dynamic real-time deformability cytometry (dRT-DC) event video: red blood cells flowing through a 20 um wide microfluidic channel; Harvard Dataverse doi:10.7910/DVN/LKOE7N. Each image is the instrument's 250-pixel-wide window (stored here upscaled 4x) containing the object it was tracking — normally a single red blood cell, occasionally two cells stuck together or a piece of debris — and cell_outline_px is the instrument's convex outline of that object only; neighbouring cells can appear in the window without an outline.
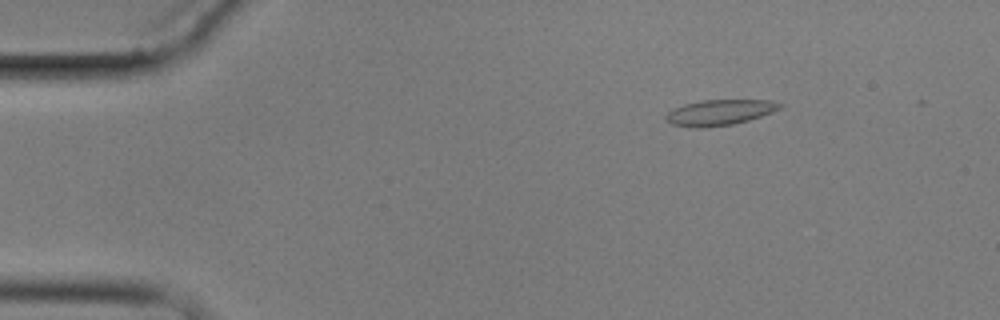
{"species": "common noctule bat (a hibernating species)", "species_latin": "Nyctalus noctula", "temperature_condition": "cold", "stored_images_in_passage": 5, "camera_frame_rate_fps": 3000, "um_per_image_px": 0.085, "animal": {"sex": "male", "body_mass_g": 17.9}, "frame": {"image": 1, "passage_image": 2, "time_ms": 1.667, "image_size_px": [1000, 320], "cell_outline_px": [[784, 104], [780, 108], [772, 112], [748, 120], [732, 124], [704, 128], [692, 128], [672, 124], [664, 116], [668, 112], [684, 104], [704, 100], [768, 100]], "centroid_in_image_um": [61.16, 9.56], "position_along_channel_um": 23.8, "area_um2": 16.82}}
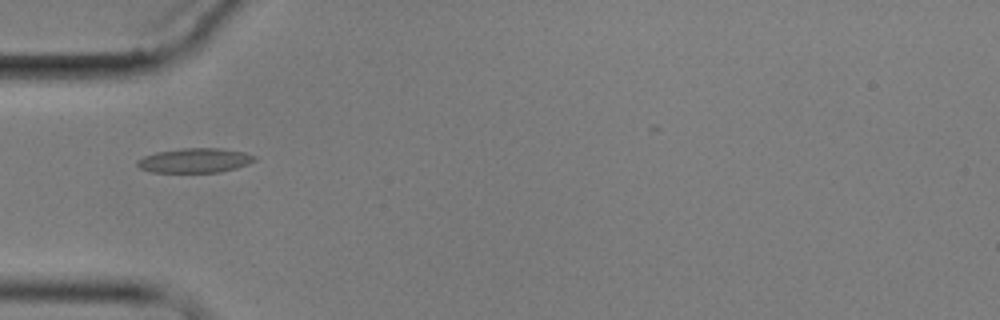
{"frame": {"image": 2, "passage_image": 4, "time_ms": 5.0, "image_size_px": [1000, 320], "cell_outline_px": [[256, 160], [248, 164], [236, 168], [220, 172], [152, 172], [140, 168], [136, 164], [136, 160], [144, 156], [156, 152], [180, 148], [220, 148], [244, 152], [256, 156]], "centroid_in_image_um": [16.56, 13.63], "position_along_channel_um": 68.4, "area_um2": 16.82}}